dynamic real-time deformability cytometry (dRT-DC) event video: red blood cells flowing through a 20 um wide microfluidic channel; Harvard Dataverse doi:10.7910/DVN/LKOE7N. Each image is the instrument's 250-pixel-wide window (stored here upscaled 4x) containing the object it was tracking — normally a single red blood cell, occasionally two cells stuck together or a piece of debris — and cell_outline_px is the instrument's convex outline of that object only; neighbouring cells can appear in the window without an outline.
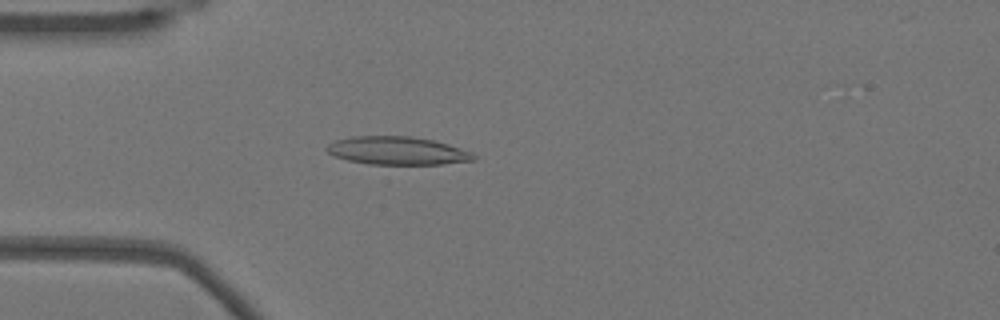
{"species": "Egyptian fruit bat (a non-hibernating species)", "species_latin": "Rousettus aegyptiacus", "temperature_condition": "warm", "stored_images_in_passage": 41, "camera_frame_rate_fps": 3000, "um_per_image_px": 0.085, "animal": {"sex": "female"}, "frame": {"image": 1, "passage_image": 7, "time_ms": 2.0, "image_size_px": [1000, 320], "cell_outline_px": [[476, 160], [444, 164], [368, 164], [348, 160], [336, 156], [328, 152], [324, 148], [328, 144], [336, 140], [352, 136], [412, 136], [436, 140], [472, 152], [476, 156]], "centroid_in_image_um": [33.8, 12.8], "position_along_channel_um": 51.2, "area_um2": 24.16}}
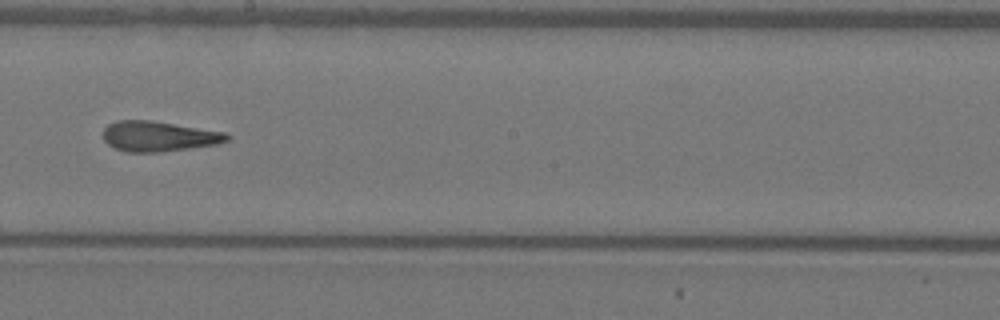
{"frame": {"image": 2, "passage_image": 22, "time_ms": 7.0, "image_size_px": [1000, 320], "cell_outline_px": [[232, 136], [228, 140], [216, 144], [160, 152], [128, 152], [116, 148], [108, 144], [104, 140], [104, 128], [108, 124], [116, 120], [152, 120], [224, 132]], "centroid_in_image_um": [13.48, 11.57], "position_along_channel_um": 234.7, "area_um2": 21.68}}
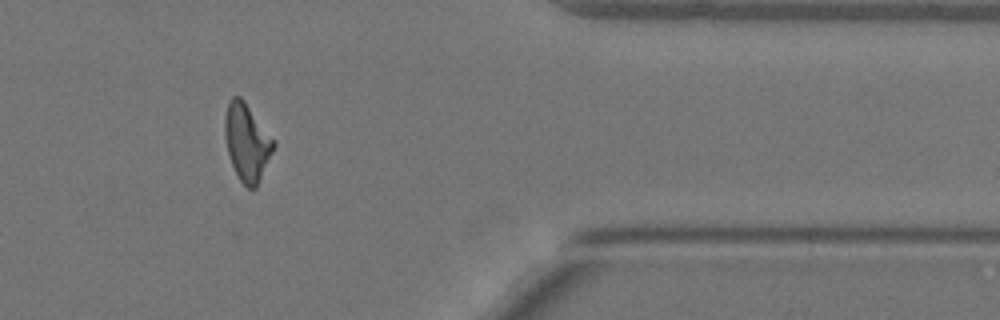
{"frame": {"image": 3, "passage_image": 36, "time_ms": 11.667, "image_size_px": [1000, 320], "cell_outline_px": [[276, 144], [256, 188], [248, 188], [240, 180], [232, 164], [228, 152], [224, 136], [224, 116], [228, 100], [232, 96], [240, 96], [244, 100], [276, 140]], "centroid_in_image_um": [20.99, 12.03], "position_along_channel_um": 390.4, "area_um2": 22.08}, "authors_computed_cell_mechanics": {"area_um2": 22.1374, "velocity_mm_per_s": 3.8306, "shape_relaxation_time_tau1_ms": 8.3378, "shape_relaxation_time_tau2_ms": 2.4595, "deformation_change_tau1": 0.2628, "deformation_change_tau2": 0.1299}}